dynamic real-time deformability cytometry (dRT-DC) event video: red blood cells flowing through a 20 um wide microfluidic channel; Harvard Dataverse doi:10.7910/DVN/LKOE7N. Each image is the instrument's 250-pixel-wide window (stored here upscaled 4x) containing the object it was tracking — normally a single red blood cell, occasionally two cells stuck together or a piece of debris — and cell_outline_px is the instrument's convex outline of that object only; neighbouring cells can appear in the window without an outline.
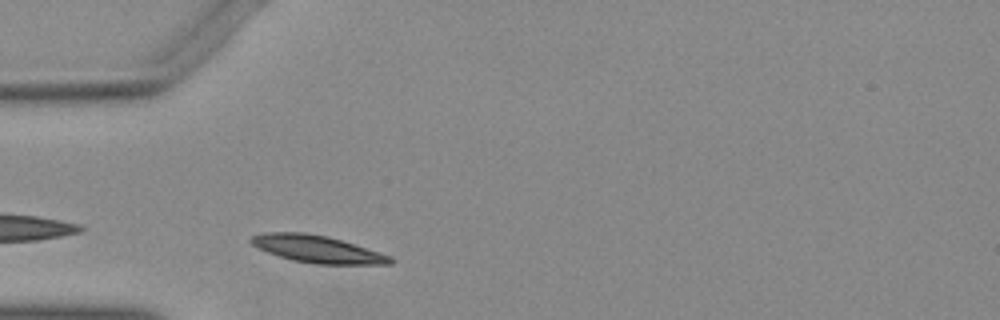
{"species": "Egyptian fruit bat (a non-hibernating species)", "species_latin": "Rousettus aegyptiacus", "temperature_condition": "warm", "stored_images_in_passage": 28, "camera_frame_rate_fps": 3000, "um_per_image_px": 0.085, "animal": {"sex": "female"}, "frame": {"image": 1, "passage_image": 2, "time_ms": 0.333, "image_size_px": [1000, 320], "cell_outline_px": [[396, 260], [392, 264], [316, 264], [292, 260], [268, 252], [252, 244], [248, 240], [252, 236], [264, 232], [304, 232], [328, 236], [392, 256]], "centroid_in_image_um": [26.99, 21.17], "position_along_channel_um": 58.0, "area_um2": 22.02}}
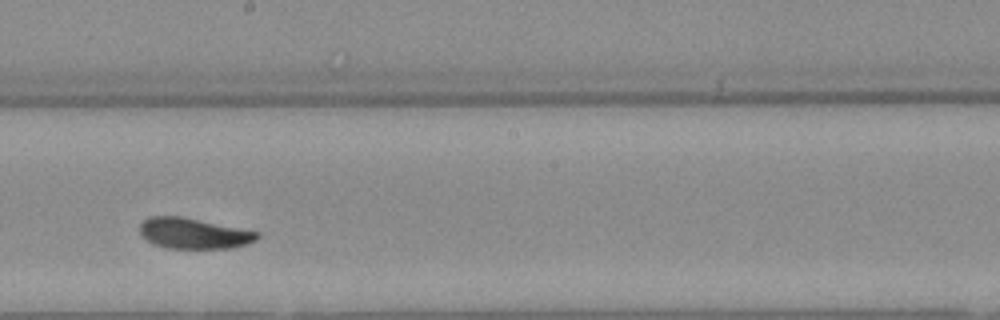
{"frame": {"image": 2, "passage_image": 16, "time_ms": 5.0, "image_size_px": [1000, 320], "cell_outline_px": [[260, 236], [256, 240], [248, 244], [232, 248], [168, 248], [152, 244], [140, 236], [140, 224], [148, 216], [180, 216], [260, 232]], "centroid_in_image_um": [16.45, 19.84], "position_along_channel_um": 231.8, "area_um2": 21.1}}
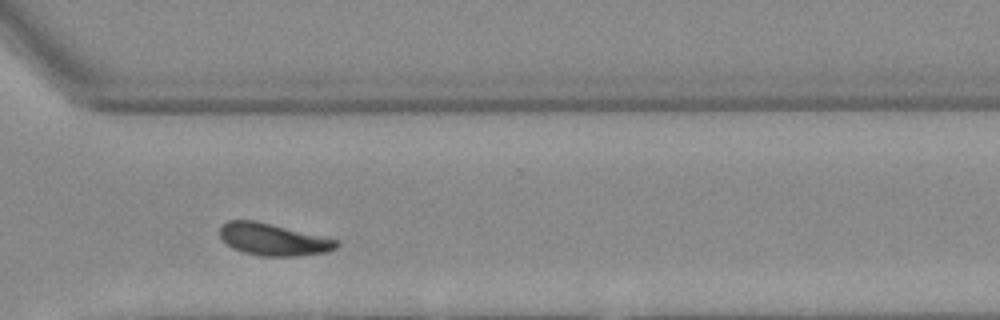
{"frame": {"image": 3, "passage_image": 25, "time_ms": 8.0, "image_size_px": [1000, 320], "cell_outline_px": [[340, 244], [336, 248], [328, 252], [296, 256], [260, 256], [244, 252], [232, 248], [220, 236], [220, 228], [228, 220], [256, 220], [340, 240]], "centroid_in_image_um": [23.27, 20.35], "position_along_channel_um": 347.3, "area_um2": 21.85}}